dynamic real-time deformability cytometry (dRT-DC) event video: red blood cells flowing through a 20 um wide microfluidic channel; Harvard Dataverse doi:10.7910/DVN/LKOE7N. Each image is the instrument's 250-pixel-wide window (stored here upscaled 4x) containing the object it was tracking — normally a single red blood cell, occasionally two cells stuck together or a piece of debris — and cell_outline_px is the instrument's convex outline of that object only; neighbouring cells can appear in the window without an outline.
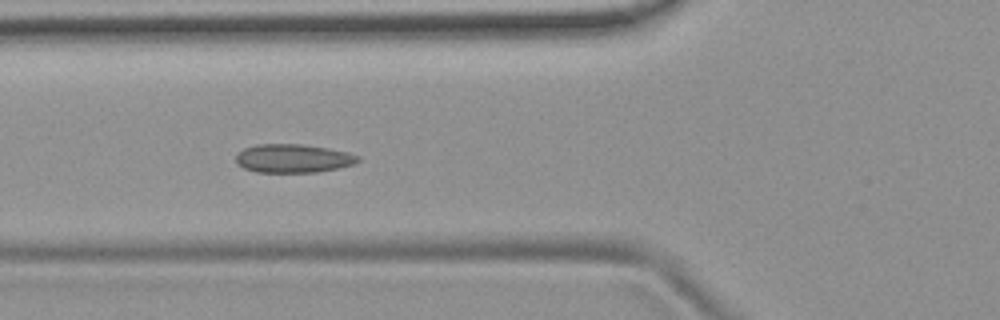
{"species": "common noctule bat (a hibernating species)", "species_latin": "Nyctalus noctula", "temperature_condition": "room temperature", "stored_images_in_passage": 8, "camera_frame_rate_fps": 3000, "um_per_image_px": 0.085, "animal": {"sex": "female", "body_mass_g": 19.9}, "frame": {"image": 1, "passage_image": 6, "time_ms": 1.667, "image_size_px": [1000, 320], "cell_outline_px": [[360, 160], [352, 164], [336, 168], [316, 172], [256, 172], [244, 168], [236, 164], [236, 156], [244, 148], [256, 144], [300, 144], [328, 148], [348, 152], [360, 156]], "centroid_in_image_um": [24.9, 13.46], "position_along_channel_um": 100.9, "area_um2": 20.23}}